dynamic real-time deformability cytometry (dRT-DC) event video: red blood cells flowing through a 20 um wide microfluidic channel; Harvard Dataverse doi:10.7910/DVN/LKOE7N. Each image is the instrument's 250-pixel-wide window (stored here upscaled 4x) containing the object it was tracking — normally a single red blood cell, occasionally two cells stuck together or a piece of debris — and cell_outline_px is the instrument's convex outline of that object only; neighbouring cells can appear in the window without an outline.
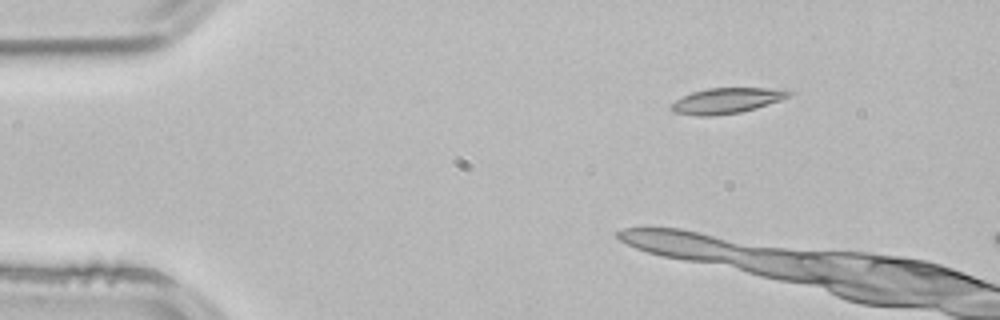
{"species": "common noctule bat (a hibernating species)", "species_latin": "Nyctalus noctula", "temperature_condition": "room temperature", "stored_images_in_passage": 2, "camera_frame_rate_fps": 3000, "um_per_image_px": 0.085, "animal": {"sex": "male", "body_mass_g": 21.5, "forearm_length_mm": 52.0}, "frame": {"image": 1, "passage_image": 1, "time_ms": 0.0, "image_size_px": [1000, 320], "cell_outline_px": [[792, 92], [788, 96], [780, 100], [756, 108], [740, 112], [712, 116], [700, 116], [672, 112], [668, 108], [668, 104], [692, 92], [708, 88], [792, 88]], "centroid_in_image_um": [61.76, 8.55], "position_along_channel_um": 23.2, "area_um2": 17.69}}